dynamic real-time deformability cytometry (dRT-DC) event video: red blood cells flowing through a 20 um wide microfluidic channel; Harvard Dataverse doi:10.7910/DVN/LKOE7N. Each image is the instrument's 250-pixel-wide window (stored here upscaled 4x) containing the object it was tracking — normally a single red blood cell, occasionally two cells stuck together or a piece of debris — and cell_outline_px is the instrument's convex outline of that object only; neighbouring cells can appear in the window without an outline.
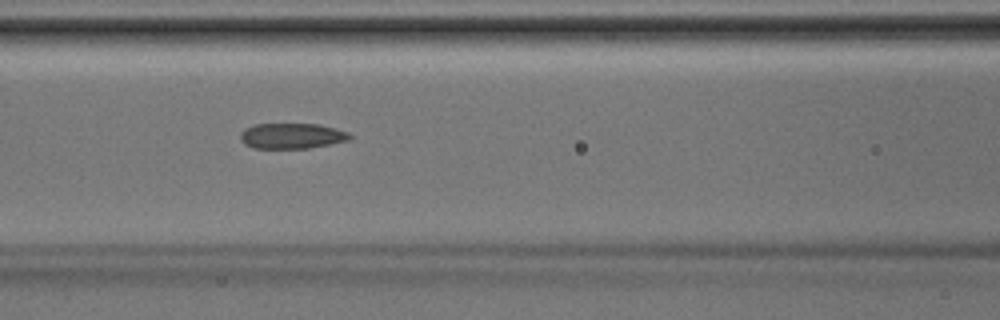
{"species": "Egyptian fruit bat (a non-hibernating species)", "species_latin": "Rousettus aegyptiacus", "temperature_condition": "room temperature", "stored_images_in_passage": 27, "camera_frame_rate_fps": 3000, "um_per_image_px": 0.085, "animal": {"sex": "male"}, "frame": {"image": 1, "passage_image": 5, "time_ms": 1.333, "image_size_px": [1000, 320], "cell_outline_px": [[352, 136], [348, 140], [308, 148], [252, 148], [244, 144], [240, 140], [240, 132], [244, 128], [256, 124], [316, 124], [348, 132]], "centroid_in_image_um": [24.73, 11.55], "position_along_channel_um": 141.9, "area_um2": 16.13}}
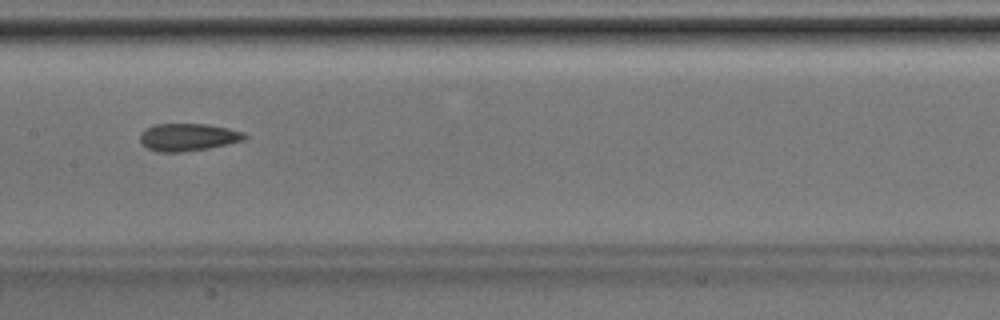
{"frame": {"image": 2, "passage_image": 8, "time_ms": 2.333, "image_size_px": [1000, 320], "cell_outline_px": [[248, 136], [244, 140], [228, 144], [208, 148], [184, 152], [156, 152], [140, 144], [140, 132], [152, 124], [208, 124], [228, 128], [244, 132]], "centroid_in_image_um": [15.95, 11.66], "position_along_channel_um": 191.4, "area_um2": 16.99}}